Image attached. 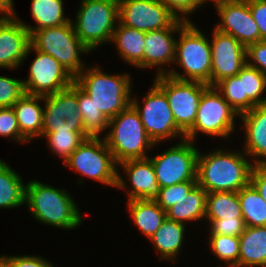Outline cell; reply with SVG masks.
<instances>
[{
    "label": "cell",
    "mask_w": 266,
    "mask_h": 267,
    "mask_svg": "<svg viewBox=\"0 0 266 267\" xmlns=\"http://www.w3.org/2000/svg\"><path fill=\"white\" fill-rule=\"evenodd\" d=\"M187 21L177 19L169 28L145 32L143 68L157 67V76L168 73L165 65L174 63L176 41L173 34ZM164 65V66H163ZM159 67V68H158ZM164 67V68H163Z\"/></svg>",
    "instance_id": "19"
},
{
    "label": "cell",
    "mask_w": 266,
    "mask_h": 267,
    "mask_svg": "<svg viewBox=\"0 0 266 267\" xmlns=\"http://www.w3.org/2000/svg\"><path fill=\"white\" fill-rule=\"evenodd\" d=\"M247 64L266 76V41H259L246 47Z\"/></svg>",
    "instance_id": "42"
},
{
    "label": "cell",
    "mask_w": 266,
    "mask_h": 267,
    "mask_svg": "<svg viewBox=\"0 0 266 267\" xmlns=\"http://www.w3.org/2000/svg\"><path fill=\"white\" fill-rule=\"evenodd\" d=\"M240 117L245 132L244 153L256 157L255 165H266V104L253 107Z\"/></svg>",
    "instance_id": "21"
},
{
    "label": "cell",
    "mask_w": 266,
    "mask_h": 267,
    "mask_svg": "<svg viewBox=\"0 0 266 267\" xmlns=\"http://www.w3.org/2000/svg\"><path fill=\"white\" fill-rule=\"evenodd\" d=\"M145 32L129 28L118 22L111 39L122 59L138 68H143Z\"/></svg>",
    "instance_id": "24"
},
{
    "label": "cell",
    "mask_w": 266,
    "mask_h": 267,
    "mask_svg": "<svg viewBox=\"0 0 266 267\" xmlns=\"http://www.w3.org/2000/svg\"><path fill=\"white\" fill-rule=\"evenodd\" d=\"M71 196L66 189L32 180L26 184L25 204L36 221L71 230L82 224L77 203Z\"/></svg>",
    "instance_id": "2"
},
{
    "label": "cell",
    "mask_w": 266,
    "mask_h": 267,
    "mask_svg": "<svg viewBox=\"0 0 266 267\" xmlns=\"http://www.w3.org/2000/svg\"><path fill=\"white\" fill-rule=\"evenodd\" d=\"M43 127L41 137L53 132H84V122L78 112V85L43 96Z\"/></svg>",
    "instance_id": "13"
},
{
    "label": "cell",
    "mask_w": 266,
    "mask_h": 267,
    "mask_svg": "<svg viewBox=\"0 0 266 267\" xmlns=\"http://www.w3.org/2000/svg\"><path fill=\"white\" fill-rule=\"evenodd\" d=\"M196 184L197 181H186L162 187L154 201L166 212L177 201L186 196Z\"/></svg>",
    "instance_id": "37"
},
{
    "label": "cell",
    "mask_w": 266,
    "mask_h": 267,
    "mask_svg": "<svg viewBox=\"0 0 266 267\" xmlns=\"http://www.w3.org/2000/svg\"><path fill=\"white\" fill-rule=\"evenodd\" d=\"M202 1L206 4L208 0H202ZM209 1H211L212 3H215L218 0H209Z\"/></svg>",
    "instance_id": "48"
},
{
    "label": "cell",
    "mask_w": 266,
    "mask_h": 267,
    "mask_svg": "<svg viewBox=\"0 0 266 267\" xmlns=\"http://www.w3.org/2000/svg\"><path fill=\"white\" fill-rule=\"evenodd\" d=\"M214 5L220 19L215 29L233 36L245 47L261 41L259 28L250 11L249 0H218Z\"/></svg>",
    "instance_id": "16"
},
{
    "label": "cell",
    "mask_w": 266,
    "mask_h": 267,
    "mask_svg": "<svg viewBox=\"0 0 266 267\" xmlns=\"http://www.w3.org/2000/svg\"><path fill=\"white\" fill-rule=\"evenodd\" d=\"M155 157H148L153 164L157 182L168 187L186 181H197V156L194 142L183 139Z\"/></svg>",
    "instance_id": "12"
},
{
    "label": "cell",
    "mask_w": 266,
    "mask_h": 267,
    "mask_svg": "<svg viewBox=\"0 0 266 267\" xmlns=\"http://www.w3.org/2000/svg\"><path fill=\"white\" fill-rule=\"evenodd\" d=\"M25 93L22 80L0 76V108L12 107Z\"/></svg>",
    "instance_id": "38"
},
{
    "label": "cell",
    "mask_w": 266,
    "mask_h": 267,
    "mask_svg": "<svg viewBox=\"0 0 266 267\" xmlns=\"http://www.w3.org/2000/svg\"><path fill=\"white\" fill-rule=\"evenodd\" d=\"M63 10V0H31V16L37 25L33 27L24 21L22 24L29 34L43 28L62 26L71 22V19L65 18Z\"/></svg>",
    "instance_id": "29"
},
{
    "label": "cell",
    "mask_w": 266,
    "mask_h": 267,
    "mask_svg": "<svg viewBox=\"0 0 266 267\" xmlns=\"http://www.w3.org/2000/svg\"><path fill=\"white\" fill-rule=\"evenodd\" d=\"M30 44L53 56L74 78L85 68L81 54L91 53L75 34L72 21L62 26L33 31Z\"/></svg>",
    "instance_id": "8"
},
{
    "label": "cell",
    "mask_w": 266,
    "mask_h": 267,
    "mask_svg": "<svg viewBox=\"0 0 266 267\" xmlns=\"http://www.w3.org/2000/svg\"><path fill=\"white\" fill-rule=\"evenodd\" d=\"M31 51L30 34L21 19L0 17V68H18Z\"/></svg>",
    "instance_id": "18"
},
{
    "label": "cell",
    "mask_w": 266,
    "mask_h": 267,
    "mask_svg": "<svg viewBox=\"0 0 266 267\" xmlns=\"http://www.w3.org/2000/svg\"><path fill=\"white\" fill-rule=\"evenodd\" d=\"M127 204L134 224L149 239L167 217L154 200H129Z\"/></svg>",
    "instance_id": "27"
},
{
    "label": "cell",
    "mask_w": 266,
    "mask_h": 267,
    "mask_svg": "<svg viewBox=\"0 0 266 267\" xmlns=\"http://www.w3.org/2000/svg\"><path fill=\"white\" fill-rule=\"evenodd\" d=\"M154 82L165 92L176 125L186 133L194 125L202 93L209 85L167 74L156 75Z\"/></svg>",
    "instance_id": "11"
},
{
    "label": "cell",
    "mask_w": 266,
    "mask_h": 267,
    "mask_svg": "<svg viewBox=\"0 0 266 267\" xmlns=\"http://www.w3.org/2000/svg\"><path fill=\"white\" fill-rule=\"evenodd\" d=\"M185 224L170 220L166 217L162 225L156 230L150 241L159 252L160 260L176 262L177 254H180L183 240H185Z\"/></svg>",
    "instance_id": "25"
},
{
    "label": "cell",
    "mask_w": 266,
    "mask_h": 267,
    "mask_svg": "<svg viewBox=\"0 0 266 267\" xmlns=\"http://www.w3.org/2000/svg\"><path fill=\"white\" fill-rule=\"evenodd\" d=\"M215 87L239 116L255 107L248 97H243L242 78L238 75L221 80Z\"/></svg>",
    "instance_id": "34"
},
{
    "label": "cell",
    "mask_w": 266,
    "mask_h": 267,
    "mask_svg": "<svg viewBox=\"0 0 266 267\" xmlns=\"http://www.w3.org/2000/svg\"><path fill=\"white\" fill-rule=\"evenodd\" d=\"M119 74H107L94 66L85 67L74 79L108 120L131 105L132 78L129 74Z\"/></svg>",
    "instance_id": "3"
},
{
    "label": "cell",
    "mask_w": 266,
    "mask_h": 267,
    "mask_svg": "<svg viewBox=\"0 0 266 267\" xmlns=\"http://www.w3.org/2000/svg\"><path fill=\"white\" fill-rule=\"evenodd\" d=\"M130 181L129 200H154L160 191L152 161L149 158L128 160L118 164ZM121 166V167H120Z\"/></svg>",
    "instance_id": "20"
},
{
    "label": "cell",
    "mask_w": 266,
    "mask_h": 267,
    "mask_svg": "<svg viewBox=\"0 0 266 267\" xmlns=\"http://www.w3.org/2000/svg\"><path fill=\"white\" fill-rule=\"evenodd\" d=\"M13 0H0V17H10L16 15Z\"/></svg>",
    "instance_id": "46"
},
{
    "label": "cell",
    "mask_w": 266,
    "mask_h": 267,
    "mask_svg": "<svg viewBox=\"0 0 266 267\" xmlns=\"http://www.w3.org/2000/svg\"><path fill=\"white\" fill-rule=\"evenodd\" d=\"M239 242L237 267H266V226H246Z\"/></svg>",
    "instance_id": "23"
},
{
    "label": "cell",
    "mask_w": 266,
    "mask_h": 267,
    "mask_svg": "<svg viewBox=\"0 0 266 267\" xmlns=\"http://www.w3.org/2000/svg\"><path fill=\"white\" fill-rule=\"evenodd\" d=\"M210 226V234L230 235L239 237L245 230L246 225L243 218L235 220L207 219Z\"/></svg>",
    "instance_id": "40"
},
{
    "label": "cell",
    "mask_w": 266,
    "mask_h": 267,
    "mask_svg": "<svg viewBox=\"0 0 266 267\" xmlns=\"http://www.w3.org/2000/svg\"><path fill=\"white\" fill-rule=\"evenodd\" d=\"M178 17L159 0H119V22L144 32L169 28Z\"/></svg>",
    "instance_id": "15"
},
{
    "label": "cell",
    "mask_w": 266,
    "mask_h": 267,
    "mask_svg": "<svg viewBox=\"0 0 266 267\" xmlns=\"http://www.w3.org/2000/svg\"><path fill=\"white\" fill-rule=\"evenodd\" d=\"M176 41L174 63L182 67L184 75L170 68L167 75L189 81H199L211 86V46L192 21H187L179 29Z\"/></svg>",
    "instance_id": "4"
},
{
    "label": "cell",
    "mask_w": 266,
    "mask_h": 267,
    "mask_svg": "<svg viewBox=\"0 0 266 267\" xmlns=\"http://www.w3.org/2000/svg\"><path fill=\"white\" fill-rule=\"evenodd\" d=\"M36 52L29 69V78L22 80L27 94L45 96L67 89L74 77L53 56L43 53L31 45Z\"/></svg>",
    "instance_id": "14"
},
{
    "label": "cell",
    "mask_w": 266,
    "mask_h": 267,
    "mask_svg": "<svg viewBox=\"0 0 266 267\" xmlns=\"http://www.w3.org/2000/svg\"><path fill=\"white\" fill-rule=\"evenodd\" d=\"M235 218H242L237 192L207 193L205 219L235 220Z\"/></svg>",
    "instance_id": "30"
},
{
    "label": "cell",
    "mask_w": 266,
    "mask_h": 267,
    "mask_svg": "<svg viewBox=\"0 0 266 267\" xmlns=\"http://www.w3.org/2000/svg\"><path fill=\"white\" fill-rule=\"evenodd\" d=\"M246 156L243 151L227 149L212 150L205 155L198 152L197 184L207 193L240 191L250 183L255 166Z\"/></svg>",
    "instance_id": "1"
},
{
    "label": "cell",
    "mask_w": 266,
    "mask_h": 267,
    "mask_svg": "<svg viewBox=\"0 0 266 267\" xmlns=\"http://www.w3.org/2000/svg\"><path fill=\"white\" fill-rule=\"evenodd\" d=\"M77 12L71 20L75 34L91 52L111 42L119 22V0H82Z\"/></svg>",
    "instance_id": "6"
},
{
    "label": "cell",
    "mask_w": 266,
    "mask_h": 267,
    "mask_svg": "<svg viewBox=\"0 0 266 267\" xmlns=\"http://www.w3.org/2000/svg\"><path fill=\"white\" fill-rule=\"evenodd\" d=\"M179 19L191 21L188 18L197 8L205 4L202 0H159ZM182 15V16H181ZM188 16V17H186Z\"/></svg>",
    "instance_id": "41"
},
{
    "label": "cell",
    "mask_w": 266,
    "mask_h": 267,
    "mask_svg": "<svg viewBox=\"0 0 266 267\" xmlns=\"http://www.w3.org/2000/svg\"><path fill=\"white\" fill-rule=\"evenodd\" d=\"M237 193L245 225L266 226V202L254 185L250 182Z\"/></svg>",
    "instance_id": "31"
},
{
    "label": "cell",
    "mask_w": 266,
    "mask_h": 267,
    "mask_svg": "<svg viewBox=\"0 0 266 267\" xmlns=\"http://www.w3.org/2000/svg\"><path fill=\"white\" fill-rule=\"evenodd\" d=\"M64 164L84 177L112 187L128 188L103 138H86Z\"/></svg>",
    "instance_id": "7"
},
{
    "label": "cell",
    "mask_w": 266,
    "mask_h": 267,
    "mask_svg": "<svg viewBox=\"0 0 266 267\" xmlns=\"http://www.w3.org/2000/svg\"><path fill=\"white\" fill-rule=\"evenodd\" d=\"M237 116L216 87L209 86L202 93L194 125L185 133V139L195 141L198 132L228 139L235 130Z\"/></svg>",
    "instance_id": "9"
},
{
    "label": "cell",
    "mask_w": 266,
    "mask_h": 267,
    "mask_svg": "<svg viewBox=\"0 0 266 267\" xmlns=\"http://www.w3.org/2000/svg\"><path fill=\"white\" fill-rule=\"evenodd\" d=\"M143 98L142 107L135 97L131 99V105L138 112L147 135L155 145L172 137L185 139V133L173 118L165 92L155 82Z\"/></svg>",
    "instance_id": "10"
},
{
    "label": "cell",
    "mask_w": 266,
    "mask_h": 267,
    "mask_svg": "<svg viewBox=\"0 0 266 267\" xmlns=\"http://www.w3.org/2000/svg\"><path fill=\"white\" fill-rule=\"evenodd\" d=\"M209 247L218 259L228 264V267H237L240 255L239 237L230 235L210 234Z\"/></svg>",
    "instance_id": "35"
},
{
    "label": "cell",
    "mask_w": 266,
    "mask_h": 267,
    "mask_svg": "<svg viewBox=\"0 0 266 267\" xmlns=\"http://www.w3.org/2000/svg\"><path fill=\"white\" fill-rule=\"evenodd\" d=\"M207 192L196 184L189 193L166 211L170 220L185 223L205 218Z\"/></svg>",
    "instance_id": "26"
},
{
    "label": "cell",
    "mask_w": 266,
    "mask_h": 267,
    "mask_svg": "<svg viewBox=\"0 0 266 267\" xmlns=\"http://www.w3.org/2000/svg\"><path fill=\"white\" fill-rule=\"evenodd\" d=\"M46 138L50 150L64 163L88 136L85 132H53Z\"/></svg>",
    "instance_id": "36"
},
{
    "label": "cell",
    "mask_w": 266,
    "mask_h": 267,
    "mask_svg": "<svg viewBox=\"0 0 266 267\" xmlns=\"http://www.w3.org/2000/svg\"><path fill=\"white\" fill-rule=\"evenodd\" d=\"M78 112L84 122V132L88 137H100L108 129L109 120L93 103L90 96L78 86Z\"/></svg>",
    "instance_id": "32"
},
{
    "label": "cell",
    "mask_w": 266,
    "mask_h": 267,
    "mask_svg": "<svg viewBox=\"0 0 266 267\" xmlns=\"http://www.w3.org/2000/svg\"><path fill=\"white\" fill-rule=\"evenodd\" d=\"M249 7L259 28L261 41H266V0H249Z\"/></svg>",
    "instance_id": "44"
},
{
    "label": "cell",
    "mask_w": 266,
    "mask_h": 267,
    "mask_svg": "<svg viewBox=\"0 0 266 267\" xmlns=\"http://www.w3.org/2000/svg\"><path fill=\"white\" fill-rule=\"evenodd\" d=\"M0 136L14 139L16 142H26L21 135L17 118L12 107L0 108Z\"/></svg>",
    "instance_id": "39"
},
{
    "label": "cell",
    "mask_w": 266,
    "mask_h": 267,
    "mask_svg": "<svg viewBox=\"0 0 266 267\" xmlns=\"http://www.w3.org/2000/svg\"><path fill=\"white\" fill-rule=\"evenodd\" d=\"M0 267H8V265L0 258Z\"/></svg>",
    "instance_id": "47"
},
{
    "label": "cell",
    "mask_w": 266,
    "mask_h": 267,
    "mask_svg": "<svg viewBox=\"0 0 266 267\" xmlns=\"http://www.w3.org/2000/svg\"><path fill=\"white\" fill-rule=\"evenodd\" d=\"M266 202V165H255L251 172V181Z\"/></svg>",
    "instance_id": "45"
},
{
    "label": "cell",
    "mask_w": 266,
    "mask_h": 267,
    "mask_svg": "<svg viewBox=\"0 0 266 267\" xmlns=\"http://www.w3.org/2000/svg\"><path fill=\"white\" fill-rule=\"evenodd\" d=\"M108 128L104 139L117 165L128 160L148 158V150L155 146L132 105L110 119Z\"/></svg>",
    "instance_id": "5"
},
{
    "label": "cell",
    "mask_w": 266,
    "mask_h": 267,
    "mask_svg": "<svg viewBox=\"0 0 266 267\" xmlns=\"http://www.w3.org/2000/svg\"><path fill=\"white\" fill-rule=\"evenodd\" d=\"M0 258L8 265V267H54L49 260L38 255H16L12 257L11 255H1Z\"/></svg>",
    "instance_id": "43"
},
{
    "label": "cell",
    "mask_w": 266,
    "mask_h": 267,
    "mask_svg": "<svg viewBox=\"0 0 266 267\" xmlns=\"http://www.w3.org/2000/svg\"><path fill=\"white\" fill-rule=\"evenodd\" d=\"M237 75L242 78L243 97H248L255 106L266 104V97H263L266 91V76L248 64Z\"/></svg>",
    "instance_id": "33"
},
{
    "label": "cell",
    "mask_w": 266,
    "mask_h": 267,
    "mask_svg": "<svg viewBox=\"0 0 266 267\" xmlns=\"http://www.w3.org/2000/svg\"><path fill=\"white\" fill-rule=\"evenodd\" d=\"M211 46V86L235 76L247 64L246 47L233 36L214 28Z\"/></svg>",
    "instance_id": "17"
},
{
    "label": "cell",
    "mask_w": 266,
    "mask_h": 267,
    "mask_svg": "<svg viewBox=\"0 0 266 267\" xmlns=\"http://www.w3.org/2000/svg\"><path fill=\"white\" fill-rule=\"evenodd\" d=\"M43 96L25 93L13 106L21 135L27 140L40 138L43 127Z\"/></svg>",
    "instance_id": "22"
},
{
    "label": "cell",
    "mask_w": 266,
    "mask_h": 267,
    "mask_svg": "<svg viewBox=\"0 0 266 267\" xmlns=\"http://www.w3.org/2000/svg\"><path fill=\"white\" fill-rule=\"evenodd\" d=\"M20 176L0 159V209H12L24 205L26 185Z\"/></svg>",
    "instance_id": "28"
}]
</instances>
